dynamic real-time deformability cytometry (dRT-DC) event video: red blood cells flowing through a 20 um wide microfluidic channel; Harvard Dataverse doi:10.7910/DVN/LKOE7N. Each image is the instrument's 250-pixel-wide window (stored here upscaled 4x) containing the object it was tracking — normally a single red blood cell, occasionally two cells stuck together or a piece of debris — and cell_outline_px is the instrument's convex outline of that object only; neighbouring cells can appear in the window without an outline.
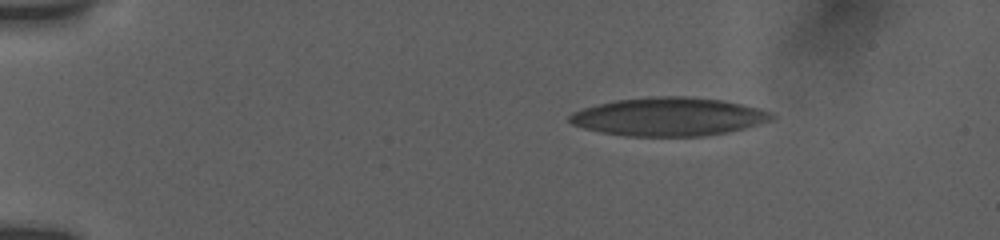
{"species": "human", "species_latin": "Homo sapiens", "temperature_condition": "room temperature", "stored_images_in_passage": 3, "camera_frame_rate_fps": 3000, "um_per_image_px": 0.085, "donor": {"sex": "female"}, "frame": {"image": 1, "passage_image": 1, "time_ms": 0.0, "image_size_px": [1000, 240], "cell_outline_px": [[772, 116], [768, 120], [744, 128], [724, 132], [700, 136], [628, 136], [604, 132], [584, 128], [572, 124], [568, 120], [568, 116], [584, 108], [616, 100], [648, 96], [684, 96], [724, 100], [744, 104], [768, 112]], "centroid_in_image_um": [56.79, 9.91], "position_along_channel_um": 28.2, "area_um2": 44.45}}